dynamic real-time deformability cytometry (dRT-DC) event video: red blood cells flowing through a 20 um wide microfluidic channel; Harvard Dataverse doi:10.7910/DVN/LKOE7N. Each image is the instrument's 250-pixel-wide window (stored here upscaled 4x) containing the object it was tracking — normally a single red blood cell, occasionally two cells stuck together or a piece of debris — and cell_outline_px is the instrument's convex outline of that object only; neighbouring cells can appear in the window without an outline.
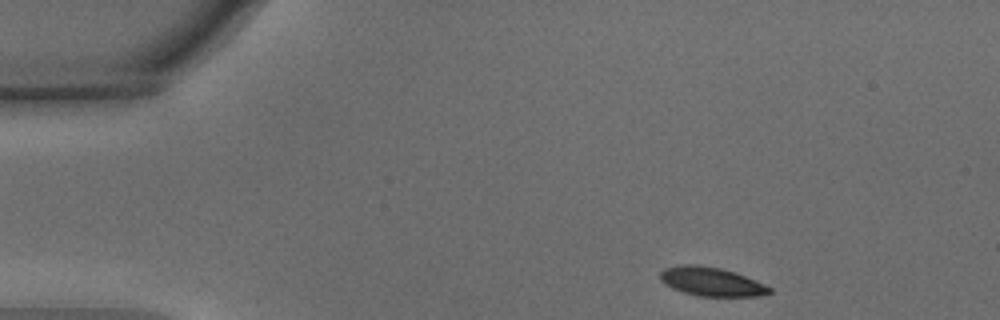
{"species": "common noctule bat (a hibernating species)", "species_latin": "Nyctalus noctula", "temperature_condition": "warm", "stored_images_in_passage": 39, "camera_frame_rate_fps": 3000, "um_per_image_px": 0.085, "animal": {"sex": "male", "body_mass_g": 15.6}, "frame": {"image": 1, "passage_image": 1, "time_ms": 0.0, "image_size_px": [1000, 320], "cell_outline_px": [[772, 292], [756, 296], [700, 296], [684, 292], [672, 288], [664, 284], [660, 280], [660, 272], [664, 268], [684, 264], [696, 264], [720, 268], [736, 272], [764, 284], [772, 288]], "centroid_in_image_um": [60.45, 23.93], "position_along_channel_um": 24.6, "area_um2": 18.32}}
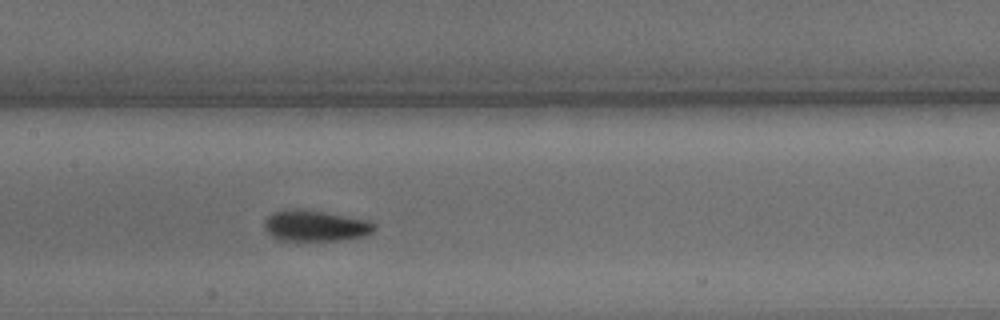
{"frame": {"image": 2, "passage_image": 20, "time_ms": 6.333, "image_size_px": [1000, 320], "cell_outline_px": [[376, 228], [372, 232], [364, 236], [348, 240], [284, 240], [272, 236], [264, 228], [264, 220], [272, 212], [284, 208], [296, 208], [324, 212], [372, 220], [376, 224]], "centroid_in_image_um": [26.84, 19.17], "position_along_channel_um": 180.6, "area_um2": 20.17}}
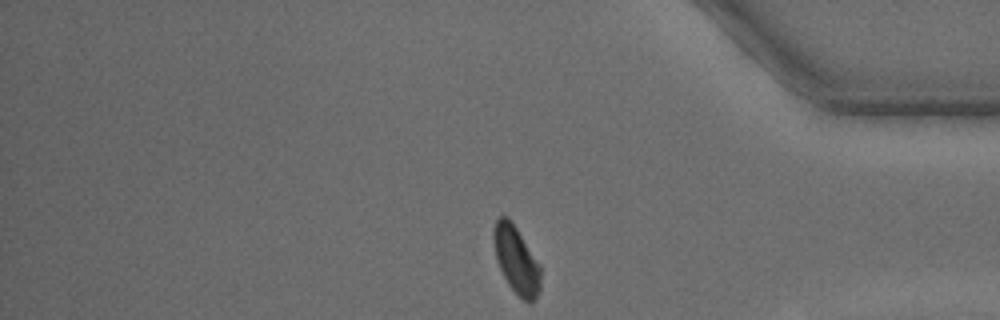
{"frame": {"image": 3, "passage_image": 39, "time_ms": 12.667, "image_size_px": [1000, 320], "cell_outline_px": [[540, 292], [532, 300], [524, 300], [508, 284], [496, 260], [492, 240], [492, 232], [496, 220], [500, 216], [508, 216], [540, 264]], "centroid_in_image_um": [43.86, 22.04], "position_along_channel_um": 391.3, "area_um2": 18.21}, "authors_computed_cell_mechanics": {"area_um2": 19.5364, "velocity_mm_per_s": 3.6568, "shape_relaxation_time_tau1_ms": 2.3454, "shape_relaxation_time_tau2_ms": 2.8959, "deformation_change_tau1": 0.0979, "deformation_change_tau2": 0.0556}}